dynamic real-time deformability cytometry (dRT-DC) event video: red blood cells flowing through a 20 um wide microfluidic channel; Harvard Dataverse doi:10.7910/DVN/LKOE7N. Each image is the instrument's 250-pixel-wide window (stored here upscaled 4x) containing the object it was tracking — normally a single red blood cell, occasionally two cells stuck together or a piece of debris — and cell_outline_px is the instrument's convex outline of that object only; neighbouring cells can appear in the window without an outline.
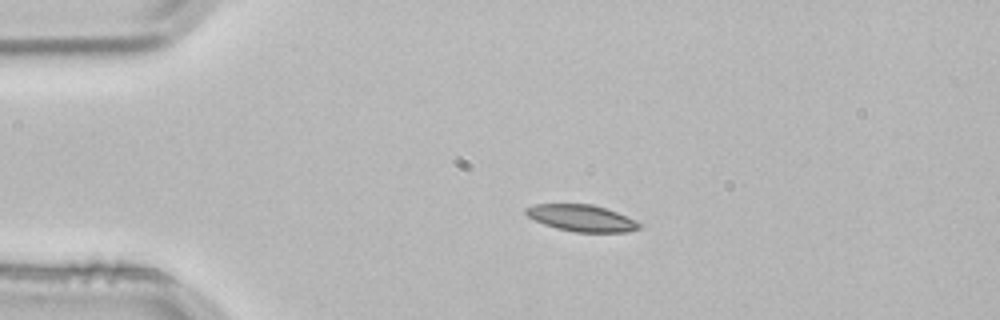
{"species": "common noctule bat (a hibernating species)", "species_latin": "Nyctalus noctula", "temperature_condition": "room temperature", "stored_images_in_passage": 3, "camera_frame_rate_fps": 3000, "um_per_image_px": 0.085, "animal": {"sex": "male", "body_mass_g": 21.5, "forearm_length_mm": 52.0}, "frame": {"image": 1, "passage_image": 1, "time_ms": 0.0, "image_size_px": [1000, 320], "cell_outline_px": [[644, 224], [640, 228], [624, 232], [576, 232], [556, 228], [544, 224], [528, 216], [524, 212], [524, 208], [536, 204], [592, 204], [616, 212], [636, 220]], "centroid_in_image_um": [49.45, 18.54], "position_along_channel_um": 35.6, "area_um2": 17.51}}